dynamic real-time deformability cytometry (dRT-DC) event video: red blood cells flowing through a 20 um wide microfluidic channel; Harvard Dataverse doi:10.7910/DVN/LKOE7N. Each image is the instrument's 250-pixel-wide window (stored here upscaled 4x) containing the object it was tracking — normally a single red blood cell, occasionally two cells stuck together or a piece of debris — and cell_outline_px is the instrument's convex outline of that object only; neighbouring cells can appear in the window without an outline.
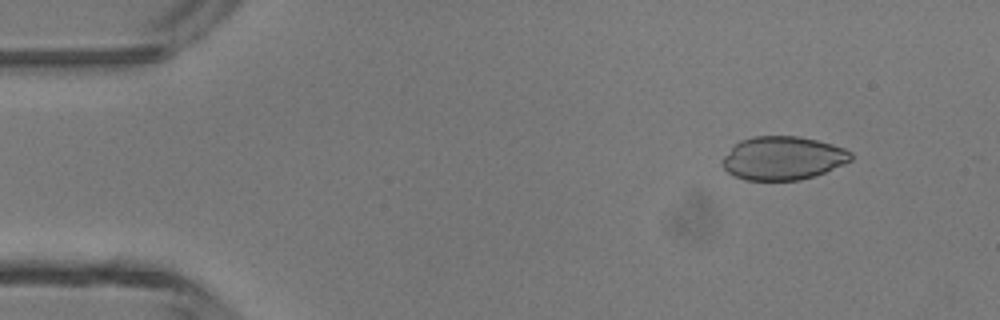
{"species": "common noctule bat (a hibernating species)", "species_latin": "Nyctalus noctula", "temperature_condition": "room temperature", "stored_images_in_passage": 5, "camera_frame_rate_fps": 3000, "um_per_image_px": 0.085, "animal": {"sex": "male", "body_mass_g": 13.3}, "frame": {"image": 1, "passage_image": 2, "time_ms": 1.0, "image_size_px": [1000, 320], "cell_outline_px": [[852, 160], [844, 164], [824, 172], [800, 180], [744, 180], [728, 172], [724, 168], [724, 156], [740, 140], [752, 136], [796, 136], [816, 140], [832, 144], [844, 148], [852, 152]], "centroid_in_image_um": [66.57, 13.44], "position_along_channel_um": 18.4, "area_um2": 32.25}}